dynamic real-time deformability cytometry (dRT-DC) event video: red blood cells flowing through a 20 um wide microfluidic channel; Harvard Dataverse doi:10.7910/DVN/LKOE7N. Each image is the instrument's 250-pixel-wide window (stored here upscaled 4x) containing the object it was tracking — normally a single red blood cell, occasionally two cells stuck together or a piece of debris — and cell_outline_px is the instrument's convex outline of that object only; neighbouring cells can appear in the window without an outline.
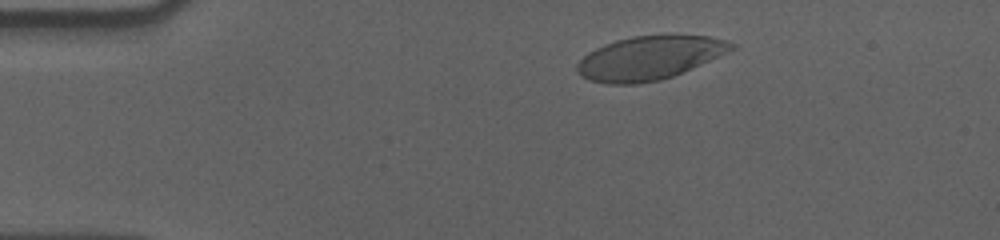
{"species": "human", "species_latin": "Homo sapiens", "temperature_condition": "cold", "stored_images_in_passage": 53, "camera_frame_rate_fps": 3000, "um_per_image_px": 0.085, "donor": {"sex": "male"}, "frame": {"image": 1, "passage_image": 6, "time_ms": 1.667, "image_size_px": [1000, 240], "cell_outline_px": [[736, 48], [700, 64], [672, 76], [660, 80], [636, 84], [608, 84], [588, 80], [580, 76], [576, 72], [576, 64], [588, 52], [604, 44], [616, 40], [632, 36], [708, 36], [724, 40], [736, 44]], "centroid_in_image_um": [55.13, 4.94], "position_along_channel_um": 29.9, "area_um2": 38.78}}
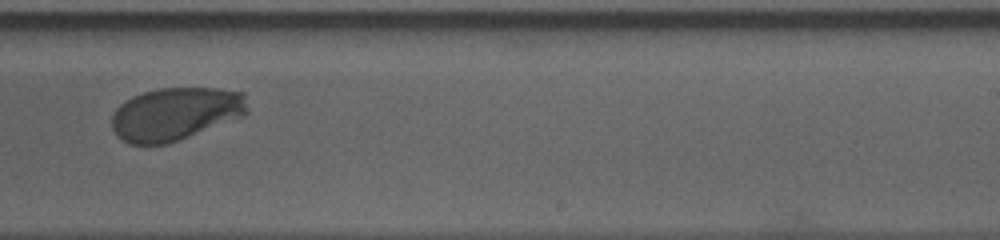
{"frame": {"image": 2, "passage_image": 32, "time_ms": 10.333, "image_size_px": [1000, 240], "cell_outline_px": [[248, 112], [244, 116], [168, 144], [128, 144], [120, 140], [116, 136], [112, 128], [112, 116], [116, 108], [120, 104], [132, 96], [144, 92], [160, 88], [220, 88], [244, 92]], "centroid_in_image_um": [14.9, 9.68], "position_along_channel_um": 274.1, "area_um2": 42.08}}
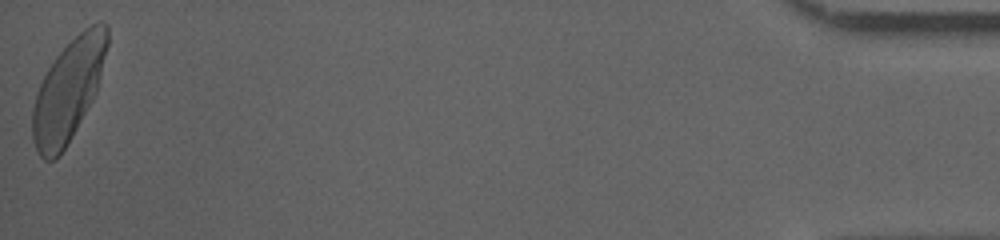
{"frame": {"image": 3, "passage_image": 53, "time_ms": 17.333, "image_size_px": [1000, 240], "cell_outline_px": [[108, 44], [96, 92], [92, 100], [72, 136], [60, 156], [56, 160], [44, 160], [36, 152], [32, 140], [32, 108], [36, 92], [48, 68], [56, 56], [84, 28], [100, 20], [108, 24]], "centroid_in_image_um": [5.79, 7.7], "position_along_channel_um": 429.4, "area_um2": 44.1}, "authors_computed_cell_mechanics": {"area_um2": 42.1362, "velocity_mm_per_s": 3.5391, "shape_relaxation_time_tau1_ms": 3.7314, "shape_relaxation_time_tau2_ms": null, "deformation_change_tau1": 0.1806, "deformation_change_tau2": null}}